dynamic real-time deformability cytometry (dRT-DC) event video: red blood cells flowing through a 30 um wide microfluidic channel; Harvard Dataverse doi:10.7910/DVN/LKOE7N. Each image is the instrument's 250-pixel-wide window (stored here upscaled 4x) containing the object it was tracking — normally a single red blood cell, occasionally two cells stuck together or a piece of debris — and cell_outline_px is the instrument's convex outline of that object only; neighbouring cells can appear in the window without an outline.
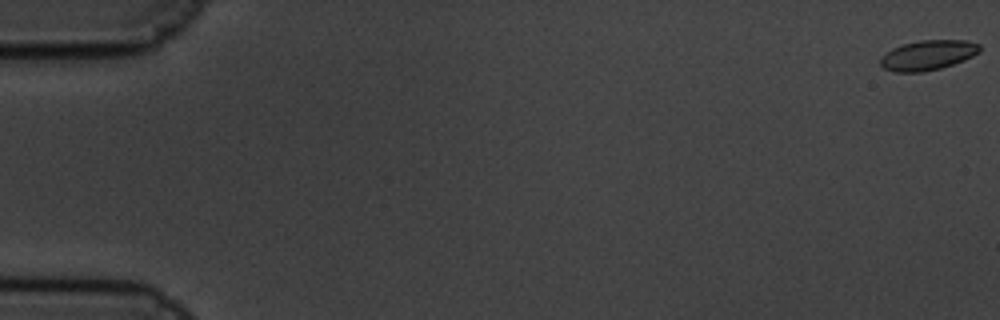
{"species": "common noctule bat (a hibernating species)", "species_latin": "Nyctalus noctula", "temperature_condition": "cold", "stored_images_in_passage": 62, "camera_frame_rate_fps": 3000, "um_per_image_px": 0.085, "animal": {"sex": "male", "body_mass_g": 19.5, "forearm_length_mm": 54.6}, "frame": {"image": 1, "passage_image": 1, "time_ms": 0.0, "image_size_px": [1000, 320], "cell_outline_px": [[980, 52], [964, 60], [940, 68], [920, 72], [892, 72], [884, 68], [880, 64], [880, 56], [892, 48], [904, 44], [920, 40], [964, 40], [980, 44]], "centroid_in_image_um": [78.84, 4.69], "position_along_channel_um": 6.2, "area_um2": 17.28}}
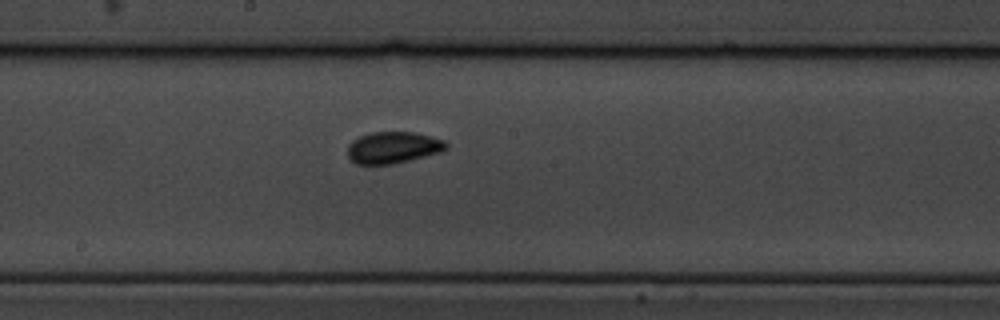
{"frame": {"image": 2, "passage_image": 34, "time_ms": 11.0, "image_size_px": [1000, 320], "cell_outline_px": [[448, 148], [440, 152], [392, 164], [356, 164], [348, 156], [348, 144], [352, 140], [360, 136], [372, 132], [412, 132], [444, 140], [448, 144]], "centroid_in_image_um": [33.39, 12.53], "position_along_channel_um": 214.8, "area_um2": 17.98}}
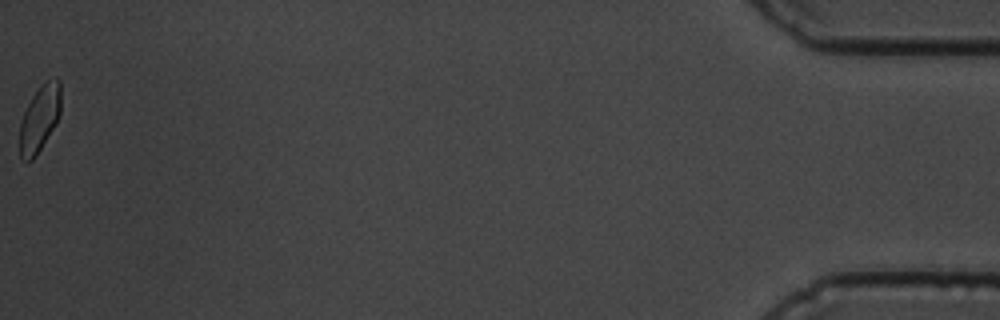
{"frame": {"image": 3, "passage_image": 62, "time_ms": 20.333, "image_size_px": [1000, 320], "cell_outline_px": [[60, 116], [56, 124], [36, 156], [32, 160], [20, 160], [20, 120], [32, 96], [48, 80], [60, 80]], "centroid_in_image_um": [3.36, 10.13], "position_along_channel_um": 431.8, "area_um2": 15.66}, "authors_computed_cell_mechanics": {"area_um2": 17.34, "velocity_mm_per_s": 3.3348, "shape_relaxation_time_tau1_ms": 2.7008, "shape_relaxation_time_tau2_ms": null, "deformation_change_tau1": 0.0525, "deformation_change_tau2": null}}